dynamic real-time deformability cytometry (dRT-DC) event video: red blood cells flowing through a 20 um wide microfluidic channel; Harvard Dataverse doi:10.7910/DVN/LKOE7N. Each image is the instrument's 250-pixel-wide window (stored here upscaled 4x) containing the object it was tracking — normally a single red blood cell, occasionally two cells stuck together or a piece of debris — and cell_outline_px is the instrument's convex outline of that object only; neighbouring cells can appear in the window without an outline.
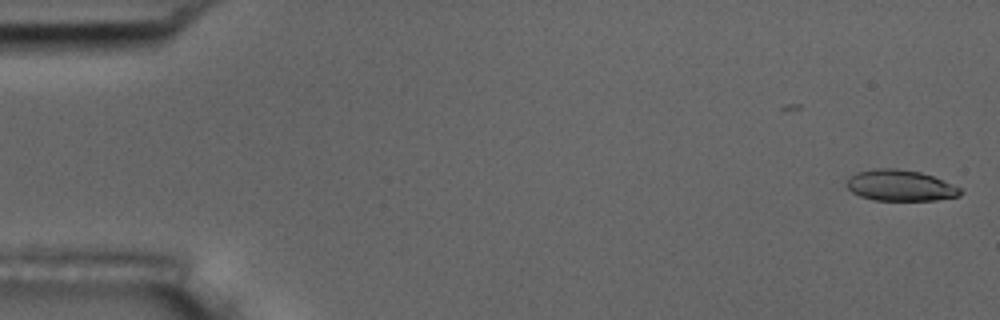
{"species": "common noctule bat (a hibernating species)", "species_latin": "Nyctalus noctula", "temperature_condition": "room temperature", "stored_images_in_passage": 6, "camera_frame_rate_fps": 3000, "um_per_image_px": 0.085, "animal": {"sex": "male", "body_mass_g": 17.5, "forearm_length_mm": 52.3}, "frame": {"image": 1, "passage_image": 1, "time_ms": 0.0, "image_size_px": [1000, 320], "cell_outline_px": [[964, 192], [960, 196], [936, 200], [872, 200], [860, 196], [852, 192], [848, 188], [848, 176], [856, 172], [876, 168], [896, 168], [920, 172], [932, 176], [960, 188]], "centroid_in_image_um": [76.51, 15.77], "position_along_channel_um": 8.5, "area_um2": 20.52}}
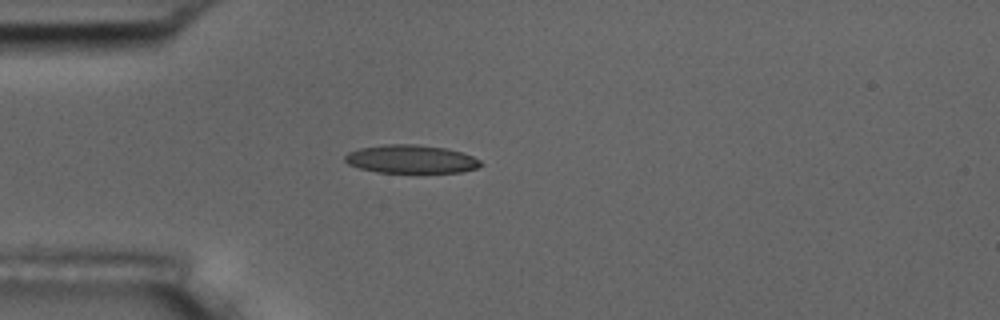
{"frame": {"image": 2, "passage_image": 5, "time_ms": 4.667, "image_size_px": [1000, 320], "cell_outline_px": [[484, 164], [476, 168], [460, 172], [376, 172], [360, 168], [348, 164], [344, 160], [344, 156], [348, 152], [360, 148], [384, 144], [416, 144], [448, 148], [472, 156], [480, 160]], "centroid_in_image_um": [34.93, 13.51], "position_along_channel_um": 50.1, "area_um2": 22.37}}